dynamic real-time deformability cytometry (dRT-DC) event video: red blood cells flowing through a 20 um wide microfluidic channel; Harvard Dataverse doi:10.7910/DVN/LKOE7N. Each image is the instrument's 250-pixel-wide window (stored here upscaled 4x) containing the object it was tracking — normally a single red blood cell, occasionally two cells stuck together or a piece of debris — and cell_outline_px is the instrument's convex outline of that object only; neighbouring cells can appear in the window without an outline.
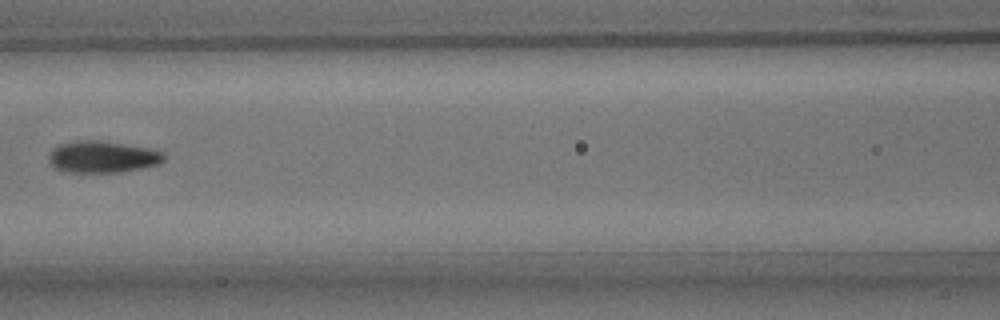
{"species": "common noctule bat (a hibernating species)", "species_latin": "Nyctalus noctula", "temperature_condition": "room temperature", "stored_images_in_passage": 7, "camera_frame_rate_fps": 3000, "um_per_image_px": 0.085, "animal": {"sex": "male", "body_mass_g": 15.6}, "frame": {"image": 1, "passage_image": 6, "time_ms": 6.667, "image_size_px": [1000, 320], "cell_outline_px": [[164, 160], [156, 164], [140, 168], [120, 172], [64, 172], [52, 168], [48, 160], [48, 156], [52, 148], [60, 144], [76, 140], [100, 140], [148, 148], [164, 152]], "centroid_in_image_um": [8.63, 13.33], "position_along_channel_um": 158.0, "area_um2": 21.39}}
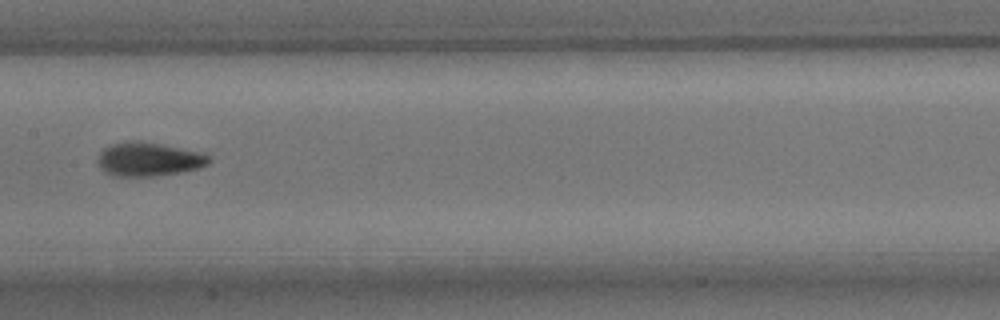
{"frame": {"image": 2, "passage_image": 7, "time_ms": 7.667, "image_size_px": [1000, 320], "cell_outline_px": [[212, 160], [208, 164], [200, 168], [180, 172], [152, 176], [112, 176], [104, 172], [100, 168], [96, 160], [100, 152], [104, 148], [112, 144], [128, 140], [140, 140], [200, 152], [212, 156]], "centroid_in_image_um": [12.62, 13.53], "position_along_channel_um": 194.8, "area_um2": 22.14}}